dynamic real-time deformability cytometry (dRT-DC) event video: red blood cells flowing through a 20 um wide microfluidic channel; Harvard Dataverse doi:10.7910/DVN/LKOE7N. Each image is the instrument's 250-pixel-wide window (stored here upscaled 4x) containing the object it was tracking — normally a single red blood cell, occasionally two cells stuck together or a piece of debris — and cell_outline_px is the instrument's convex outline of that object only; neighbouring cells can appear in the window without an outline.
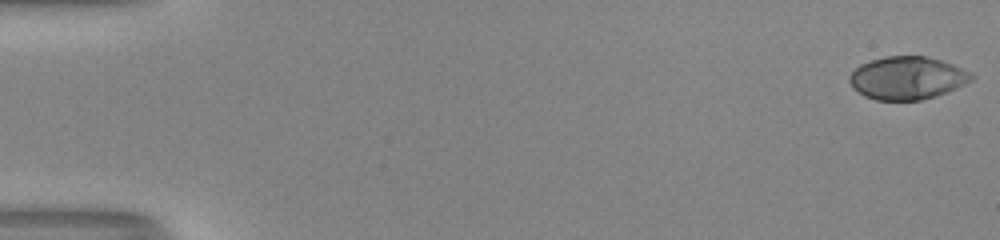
{"species": "human", "species_latin": "Homo sapiens", "temperature_condition": "room temperature", "stored_images_in_passage": 53, "camera_frame_rate_fps": 3000, "um_per_image_px": 0.085, "donor": {"sex": "male"}, "frame": {"image": 1, "passage_image": 1, "time_ms": 0.0, "image_size_px": [1000, 240], "cell_outline_px": [[976, 76], [972, 80], [948, 92], [936, 96], [920, 100], [876, 100], [864, 96], [852, 88], [848, 80], [848, 76], [860, 64], [884, 56], [924, 56], [940, 60], [952, 64], [972, 72]], "centroid_in_image_um": [77.11, 6.63], "position_along_channel_um": 7.9, "area_um2": 30.63}}
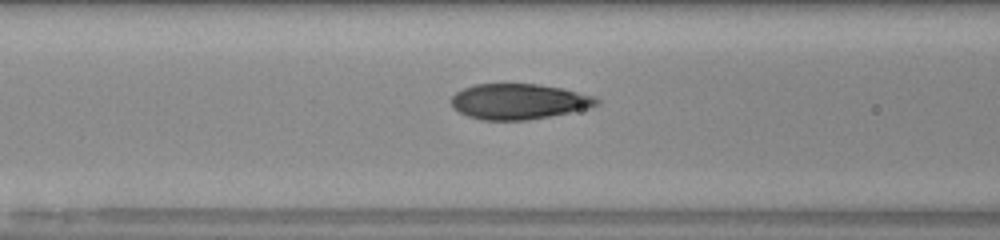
{"frame": {"image": 2, "passage_image": 23, "time_ms": 7.333, "image_size_px": [1000, 240], "cell_outline_px": [[600, 104], [592, 108], [548, 116], [524, 120], [480, 120], [468, 116], [452, 108], [448, 100], [456, 92], [464, 88], [476, 84], [536, 84], [560, 88], [596, 96], [600, 100]], "centroid_in_image_um": [44.08, 8.63], "position_along_channel_um": 122.5, "area_um2": 30.23}}
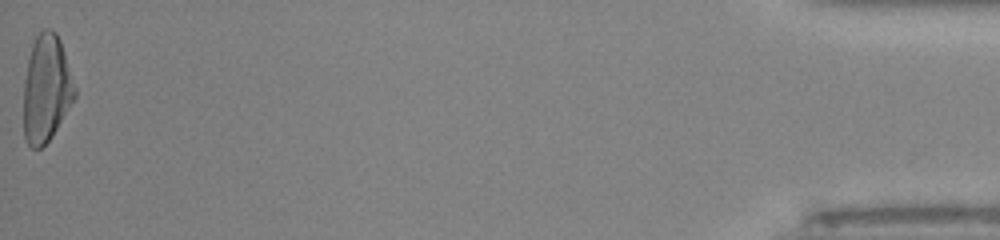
{"frame": {"image": 3, "passage_image": 53, "time_ms": 17.333, "image_size_px": [1000, 240], "cell_outline_px": [[76, 96], [52, 136], [40, 148], [32, 148], [28, 144], [24, 136], [24, 80], [28, 60], [32, 44], [36, 36], [44, 28], [52, 28], [56, 32], [60, 40], [76, 88]], "centroid_in_image_um": [3.94, 7.52], "position_along_channel_um": 431.3, "area_um2": 31.79}, "authors_computed_cell_mechanics": {"area_um2": 30.6918, "velocity_mm_per_s": 4.0787, "shape_relaxation_time_tau1_ms": 4.3408, "shape_relaxation_time_tau2_ms": null, "deformation_change_tau1": 0.2151, "deformation_change_tau2": null}}